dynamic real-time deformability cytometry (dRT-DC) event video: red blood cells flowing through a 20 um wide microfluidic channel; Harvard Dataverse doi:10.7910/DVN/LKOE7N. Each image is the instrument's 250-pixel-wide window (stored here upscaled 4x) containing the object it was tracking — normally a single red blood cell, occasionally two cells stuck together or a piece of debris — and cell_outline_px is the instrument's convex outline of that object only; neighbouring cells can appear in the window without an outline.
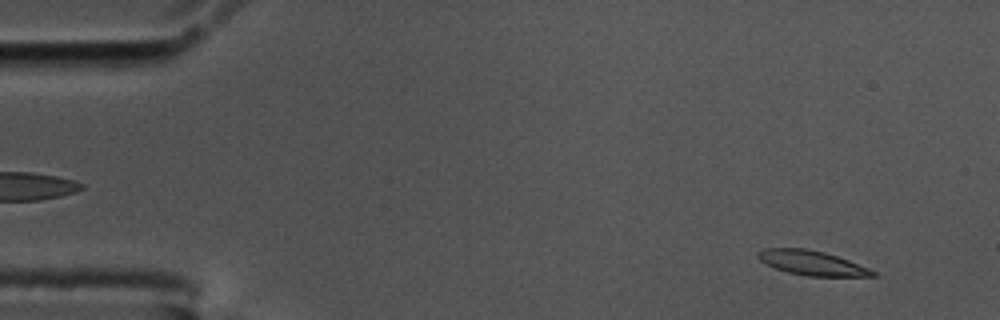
{"species": "common noctule bat (a hibernating species)", "species_latin": "Nyctalus noctula", "temperature_condition": "cold", "stored_images_in_passage": 57, "camera_frame_rate_fps": 3000, "um_per_image_px": 0.085, "animal": {"sex": "male", "body_mass_g": 17.5, "forearm_length_mm": 52.3}, "frame": {"image": 1, "passage_image": 4, "time_ms": 1.0, "image_size_px": [1000, 320], "cell_outline_px": [[880, 276], [808, 276], [788, 272], [776, 268], [760, 260], [756, 256], [756, 252], [764, 248], [804, 248], [824, 252], [848, 260], [868, 268], [876, 272]], "centroid_in_image_um": [69.0, 22.34], "position_along_channel_um": 16.0, "area_um2": 16.24}}
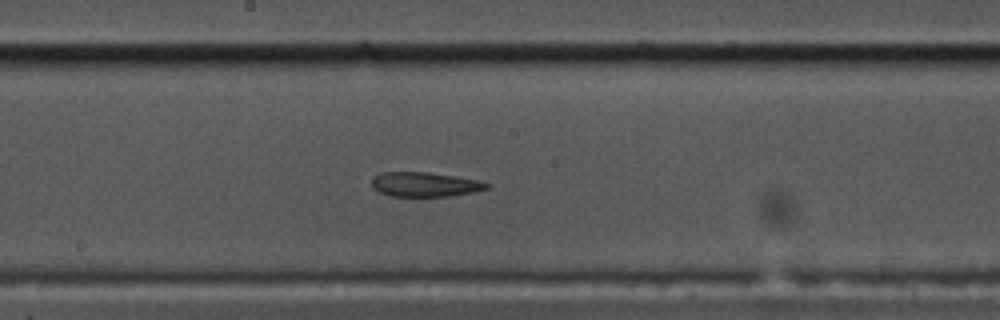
{"frame": {"image": 2, "passage_image": 30, "time_ms": 9.667, "image_size_px": [1000, 320], "cell_outline_px": [[492, 184], [488, 188], [472, 192], [448, 196], [392, 196], [380, 192], [372, 188], [372, 180], [380, 172], [428, 172], [480, 180]], "centroid_in_image_um": [36.13, 15.67], "position_along_channel_um": 212.1, "area_um2": 16.36}}
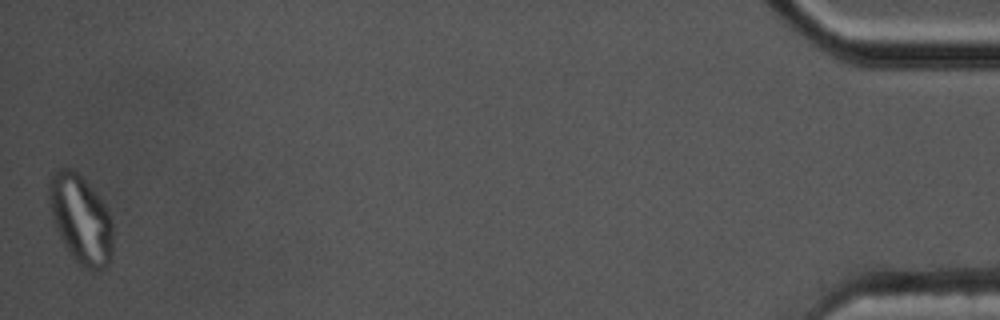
{"frame": {"image": 3, "passage_image": 57, "time_ms": 18.667, "image_size_px": [1000, 320], "cell_outline_px": [[112, 260], [104, 268], [84, 268], [72, 256], [64, 244], [60, 236], [52, 212], [48, 188], [48, 184], [52, 172], [60, 168], [68, 168], [76, 172], [88, 184], [104, 204], [108, 212], [112, 224]], "centroid_in_image_um": [6.88, 18.62], "position_along_channel_um": 428.3, "area_um2": 32.14}, "authors_computed_cell_mechanics": {"area_um2": 17.7446, "velocity_mm_per_s": 3.4465, "shape_relaxation_time_tau1_ms": null, "shape_relaxation_time_tau2_ms": 3.972, "deformation_change_tau1": null, "deformation_change_tau2": 0.1163}}